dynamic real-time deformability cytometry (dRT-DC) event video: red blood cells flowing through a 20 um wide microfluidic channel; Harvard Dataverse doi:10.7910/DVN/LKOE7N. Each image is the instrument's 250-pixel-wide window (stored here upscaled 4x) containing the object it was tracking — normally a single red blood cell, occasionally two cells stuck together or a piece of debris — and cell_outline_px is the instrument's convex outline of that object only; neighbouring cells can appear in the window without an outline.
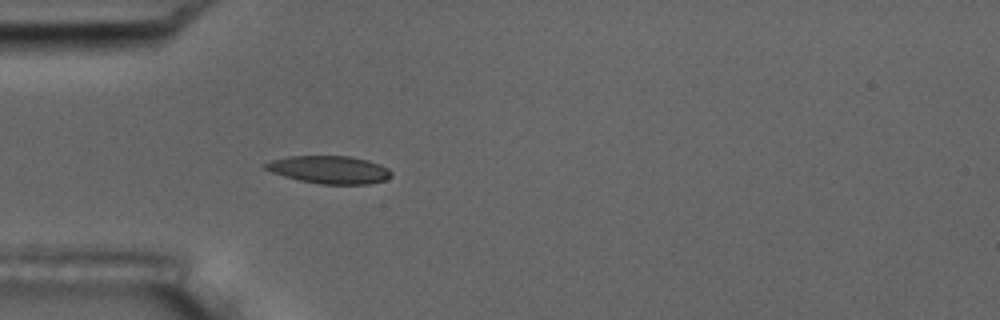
{"species": "common noctule bat (a hibernating species)", "species_latin": "Nyctalus noctula", "temperature_condition": "room temperature", "stored_images_in_passage": 1, "camera_frame_rate_fps": 3000, "um_per_image_px": 0.085, "animal": {"sex": "male", "body_mass_g": 17.5, "forearm_length_mm": 52.3}, "frame": {"image": 1, "passage_image": 1, "time_ms": 0.0, "image_size_px": [1000, 320], "cell_outline_px": [[392, 176], [384, 180], [368, 184], [320, 184], [300, 180], [284, 176], [272, 172], [264, 168], [260, 164], [272, 160], [288, 156], [348, 156], [368, 160], [380, 164], [388, 168], [392, 172]], "centroid_in_image_um": [27.98, 14.42], "position_along_channel_um": 57.0, "area_um2": 20.4}}